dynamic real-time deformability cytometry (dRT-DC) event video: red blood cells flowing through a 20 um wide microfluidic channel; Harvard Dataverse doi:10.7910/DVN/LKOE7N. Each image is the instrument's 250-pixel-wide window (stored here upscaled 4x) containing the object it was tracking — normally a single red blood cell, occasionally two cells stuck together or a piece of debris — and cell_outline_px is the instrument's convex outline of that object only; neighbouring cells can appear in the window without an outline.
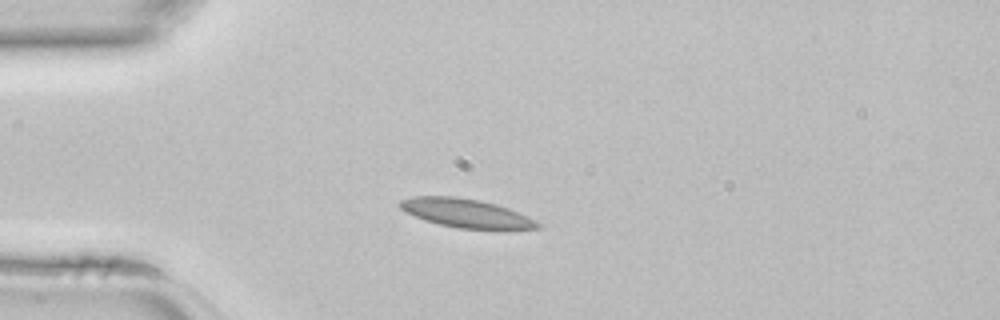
{"species": "common noctule bat (a hibernating species)", "species_latin": "Nyctalus noctula", "temperature_condition": "room temperature", "stored_images_in_passage": 34, "camera_frame_rate_fps": 3000, "um_per_image_px": 0.085, "animal": {"sex": "female", "body_mass_g": 22.7, "forearm_length_mm": 54.2}, "frame": {"image": 1, "passage_image": 1, "time_ms": 0.0, "image_size_px": [1000, 320], "cell_outline_px": [[540, 228], [508, 232], [492, 232], [460, 228], [440, 224], [424, 220], [404, 212], [400, 208], [400, 200], [412, 196], [456, 196], [480, 200], [496, 204], [508, 208], [528, 216], [536, 220], [540, 224]], "centroid_in_image_um": [39.73, 18.17], "position_along_channel_um": 45.3, "area_um2": 24.1}}
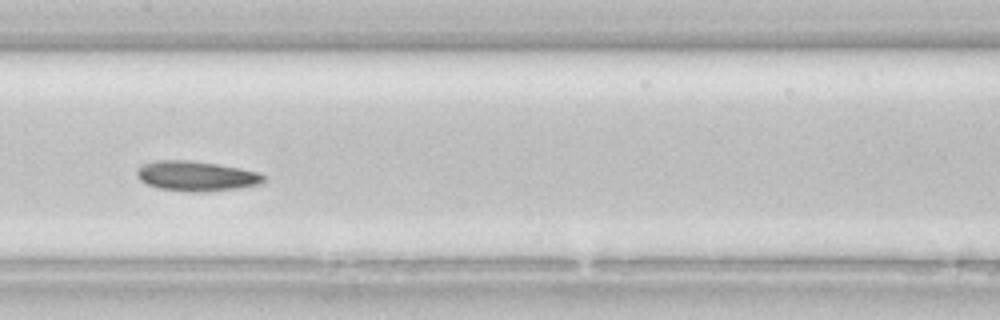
{"frame": {"image": 2, "passage_image": 12, "time_ms": 3.667, "image_size_px": [1000, 320], "cell_outline_px": [[264, 184], [236, 188], [192, 192], [160, 188], [148, 184], [140, 180], [136, 172], [144, 164], [156, 160], [188, 160], [216, 164], [240, 168], [260, 172], [264, 176]], "centroid_in_image_um": [16.72, 14.95], "position_along_channel_um": 190.7, "area_um2": 21.79}}
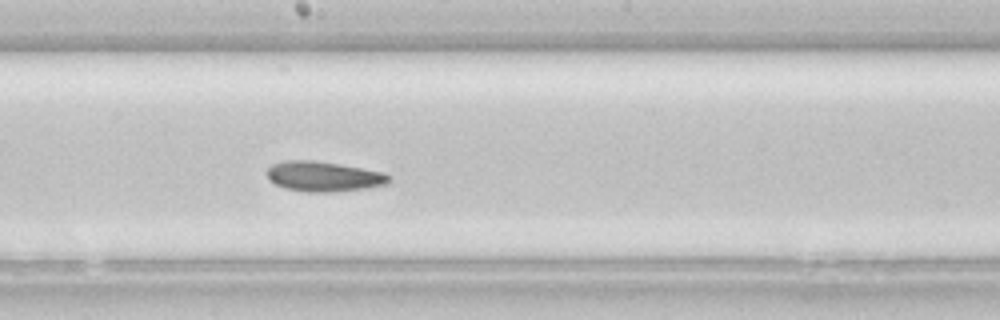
{"frame": {"image": 3, "passage_image": 14, "time_ms": 4.333, "image_size_px": [1000, 320], "cell_outline_px": [[392, 180], [388, 184], [364, 188], [332, 192], [308, 192], [284, 188], [268, 180], [264, 172], [272, 164], [284, 160], [312, 160], [340, 164], [384, 172], [392, 176]], "centroid_in_image_um": [27.49, 14.99], "position_along_channel_um": 220.7, "area_um2": 21.68}}